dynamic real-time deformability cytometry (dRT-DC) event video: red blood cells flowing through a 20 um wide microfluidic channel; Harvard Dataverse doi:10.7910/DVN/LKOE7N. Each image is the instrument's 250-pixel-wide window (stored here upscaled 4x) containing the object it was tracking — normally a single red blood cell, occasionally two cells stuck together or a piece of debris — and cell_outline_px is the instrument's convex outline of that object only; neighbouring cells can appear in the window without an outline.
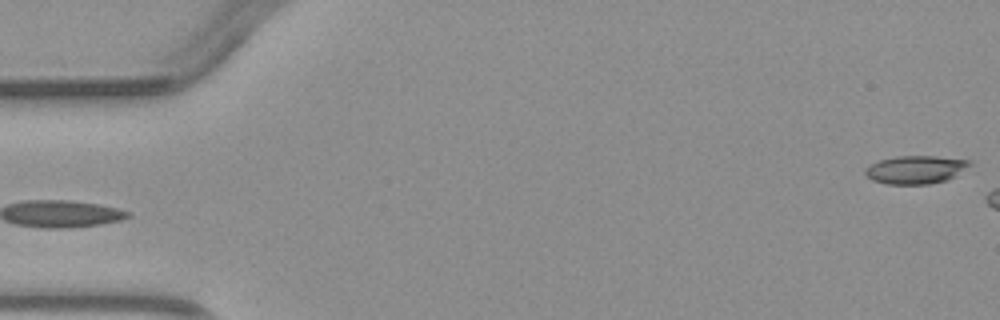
{"species": "common noctule bat (a hibernating species)", "species_latin": "Nyctalus noctula", "temperature_condition": "warm", "stored_images_in_passage": 3, "segment_of_instrument_passage": [2, 2], "camera_frame_rate_fps": 3000, "um_per_image_px": 0.085, "animal": {"sex": "male", "body_mass_g": 23.1, "forearm_length_mm": 52.7}, "frame": {"image": 1, "passage_image": 3, "time_ms": 2.0, "image_size_px": [1000, 320], "cell_outline_px": [[972, 164], [956, 176], [948, 180], [928, 184], [888, 184], [872, 180], [864, 172], [864, 168], [880, 160], [896, 156], [936, 156], [972, 160]], "centroid_in_image_um": [77.87, 14.42], "position_along_channel_um": 7.1, "area_um2": 17.22}}